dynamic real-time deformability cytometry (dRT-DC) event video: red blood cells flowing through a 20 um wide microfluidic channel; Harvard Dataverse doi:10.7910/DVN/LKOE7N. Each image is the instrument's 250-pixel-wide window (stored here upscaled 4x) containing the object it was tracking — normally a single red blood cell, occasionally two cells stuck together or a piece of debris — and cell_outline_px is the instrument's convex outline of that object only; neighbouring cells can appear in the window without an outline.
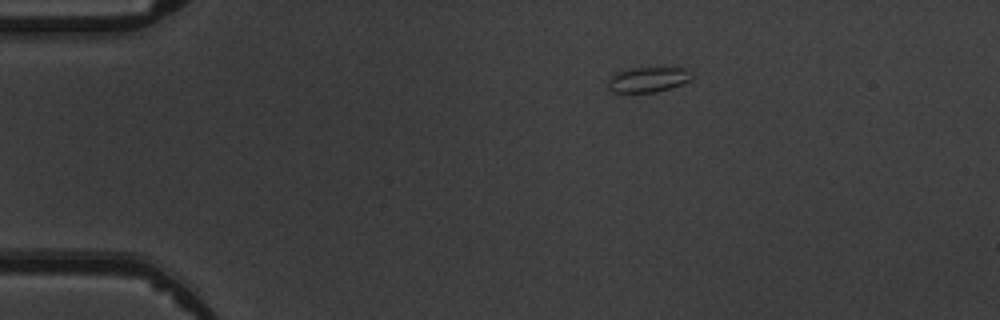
{"species": "common noctule bat (a hibernating species)", "species_latin": "Nyctalus noctula", "temperature_condition": "warm", "stored_images_in_passage": 4, "camera_frame_rate_fps": 3000, "um_per_image_px": 0.085, "animal": {"sex": "male", "body_mass_g": 19.5, "forearm_length_mm": 54.6}, "frame": {"image": 1, "passage_image": 1, "time_ms": 0.0, "image_size_px": [1000, 320], "cell_outline_px": [[692, 80], [656, 92], [612, 92], [608, 88], [608, 80], [616, 72], [632, 68], [684, 68], [692, 76]], "centroid_in_image_um": [55.04, 6.77], "position_along_channel_um": 30.0, "area_um2": 12.02}}
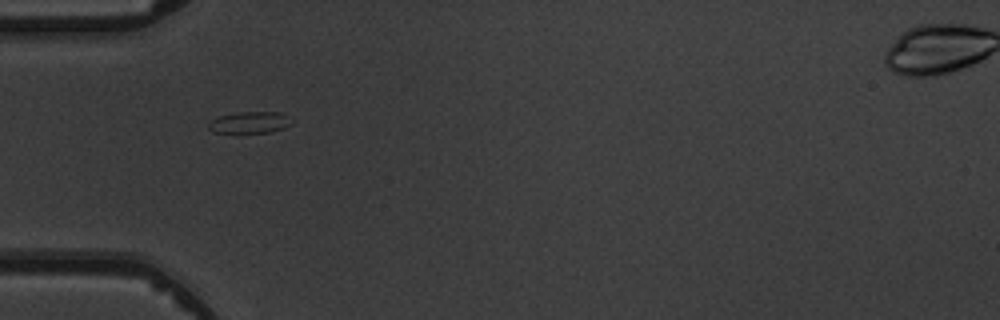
{"frame": {"image": 2, "passage_image": 3, "time_ms": 2.333, "image_size_px": [1000, 320], "cell_outline_px": [[292, 124], [284, 128], [268, 132], [236, 136], [212, 132], [208, 128], [208, 124], [212, 120], [220, 116], [240, 112], [280, 112]], "centroid_in_image_um": [21.12, 10.48], "position_along_channel_um": 63.9, "area_um2": 10.87}}
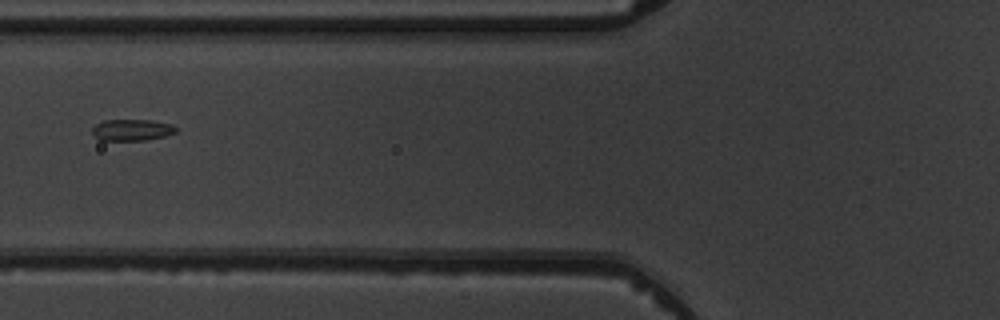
{"frame": {"image": 3, "passage_image": 4, "time_ms": 3.667, "image_size_px": [1000, 320], "cell_outline_px": [[176, 132], [164, 136], [148, 140], [100, 140], [92, 132], [92, 128], [96, 124], [104, 120], [152, 120], [172, 124], [176, 128]], "centroid_in_image_um": [11.22, 11.04], "position_along_channel_um": 114.6, "area_um2": 10.4}}